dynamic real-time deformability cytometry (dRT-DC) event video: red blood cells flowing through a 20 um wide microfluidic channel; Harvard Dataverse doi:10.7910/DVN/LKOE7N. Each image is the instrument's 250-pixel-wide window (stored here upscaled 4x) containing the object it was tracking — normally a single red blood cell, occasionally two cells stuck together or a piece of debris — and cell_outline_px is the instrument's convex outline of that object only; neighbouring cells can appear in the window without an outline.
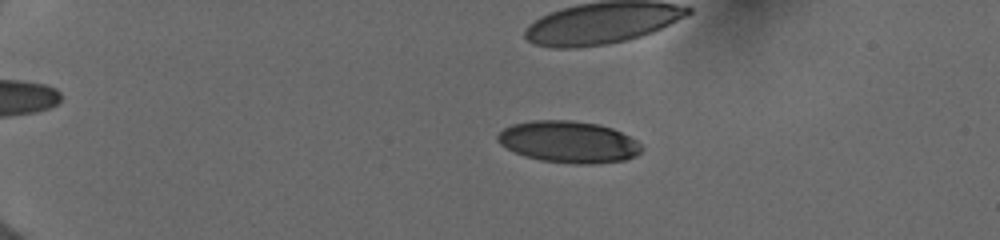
{"species": "human", "species_latin": "Homo sapiens", "temperature_condition": "cold", "stored_images_in_passage": 17, "camera_frame_rate_fps": 3000, "um_per_image_px": 0.085, "donor": {"sex": "female"}, "frame": {"image": 1, "passage_image": 4, "time_ms": 0.333, "image_size_px": [1000, 240], "cell_outline_px": [[644, 148], [636, 156], [624, 160], [592, 164], [576, 164], [540, 160], [524, 156], [500, 144], [496, 140], [496, 136], [504, 128], [512, 124], [532, 120], [572, 120], [596, 124], [612, 128], [636, 140]], "centroid_in_image_um": [48.33, 12.06], "position_along_channel_um": 36.7, "area_um2": 34.91}}